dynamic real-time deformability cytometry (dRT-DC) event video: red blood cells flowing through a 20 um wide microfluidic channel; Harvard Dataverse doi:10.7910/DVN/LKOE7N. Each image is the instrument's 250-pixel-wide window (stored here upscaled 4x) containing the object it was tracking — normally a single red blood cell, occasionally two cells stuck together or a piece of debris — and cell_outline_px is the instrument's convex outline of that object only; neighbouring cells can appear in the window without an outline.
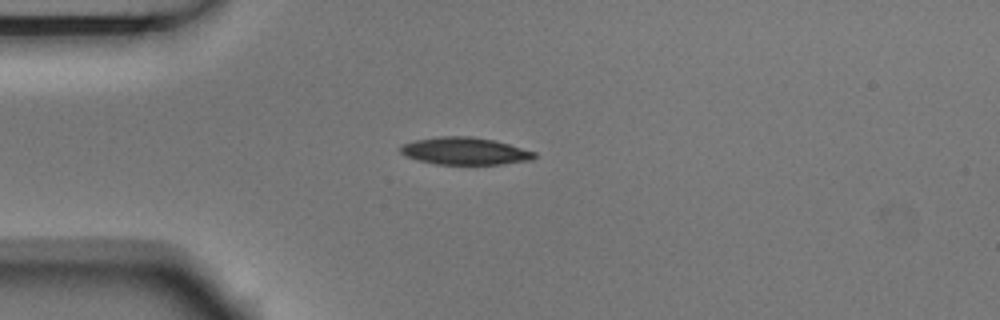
{"species": "Egyptian fruit bat (a non-hibernating species)", "species_latin": "Rousettus aegyptiacus", "temperature_condition": "room temperature", "stored_images_in_passage": 4, "camera_frame_rate_fps": 3000, "um_per_image_px": 0.085, "animal": {"sex": "male"}, "frame": {"image": 1, "passage_image": 1, "time_ms": 0.0, "image_size_px": [1000, 320], "cell_outline_px": [[536, 156], [532, 160], [500, 164], [436, 164], [404, 156], [400, 152], [400, 144], [416, 140], [440, 136], [472, 136], [496, 140], [536, 152]], "centroid_in_image_um": [39.51, 12.83], "position_along_channel_um": 45.5, "area_um2": 21.39}}
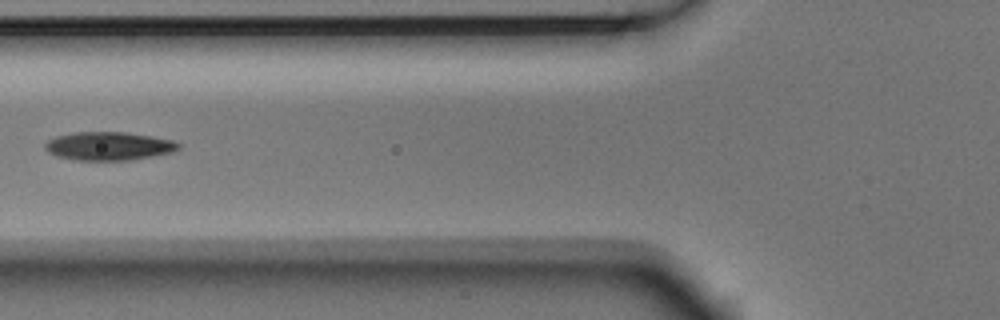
{"frame": {"image": 2, "passage_image": 3, "time_ms": 0.667, "image_size_px": [1000, 320], "cell_outline_px": [[180, 148], [172, 152], [132, 160], [76, 160], [56, 156], [48, 152], [44, 148], [44, 144], [48, 140], [56, 136], [72, 132], [128, 132], [152, 136], [172, 140], [180, 144]], "centroid_in_image_um": [9.22, 12.41], "position_along_channel_um": 116.6, "area_um2": 22.2}}
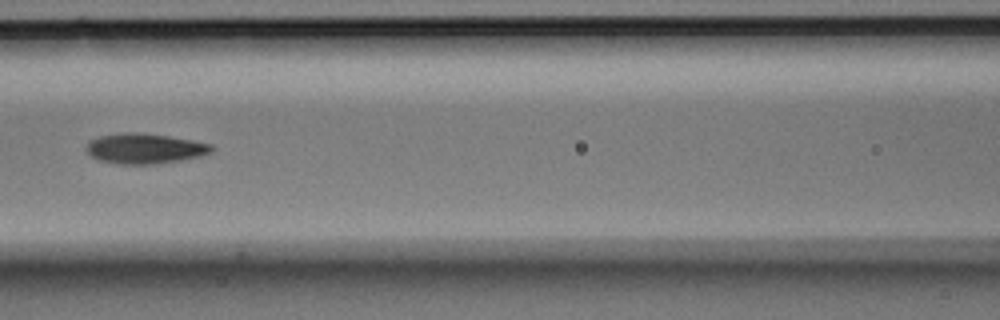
{"frame": {"image": 3, "passage_image": 4, "time_ms": 1.0, "image_size_px": [1000, 320], "cell_outline_px": [[212, 152], [200, 156], [180, 160], [152, 164], [116, 164], [96, 160], [84, 148], [88, 140], [100, 136], [124, 132], [136, 132], [168, 136], [192, 140], [212, 144]], "centroid_in_image_um": [12.25, 12.62], "position_along_channel_um": 154.4, "area_um2": 22.14}}